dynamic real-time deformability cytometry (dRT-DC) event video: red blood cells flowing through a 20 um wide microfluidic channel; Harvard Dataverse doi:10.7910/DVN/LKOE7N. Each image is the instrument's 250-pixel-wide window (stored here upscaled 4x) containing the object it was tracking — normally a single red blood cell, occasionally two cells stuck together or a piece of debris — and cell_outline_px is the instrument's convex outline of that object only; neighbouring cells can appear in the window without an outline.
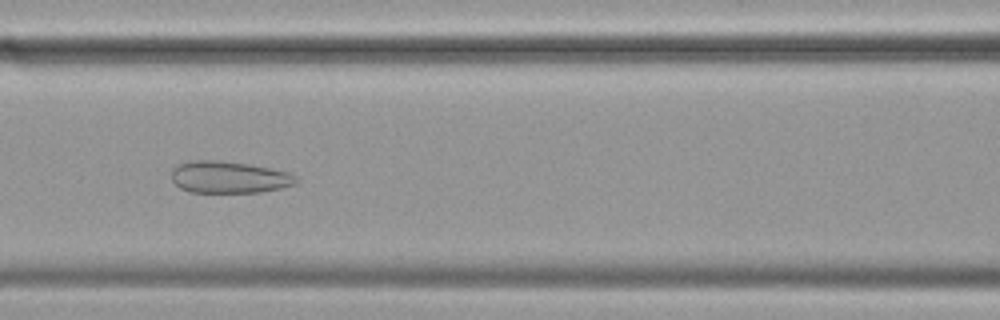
{"species": "common noctule bat (a hibernating species)", "species_latin": "Nyctalus noctula", "temperature_condition": "cold", "stored_images_in_passage": 56, "camera_frame_rate_fps": 3000, "um_per_image_px": 0.085, "animal": {"sex": "female", "body_mass_g": 19.9}, "frame": {"image": 1, "passage_image": 24, "time_ms": 7.667, "image_size_px": [1000, 320], "cell_outline_px": [[296, 184], [280, 188], [260, 192], [188, 192], [180, 188], [172, 180], [172, 168], [176, 164], [192, 160], [216, 160], [248, 164], [288, 172], [296, 176]], "centroid_in_image_um": [19.42, 15.06], "position_along_channel_um": 147.2, "area_um2": 23.12}}
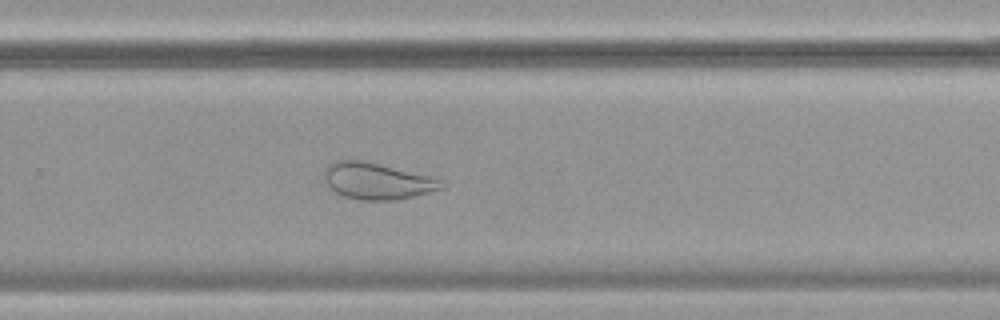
{"frame": {"image": 2, "passage_image": 37, "time_ms": 12.0, "image_size_px": [1000, 320], "cell_outline_px": [[444, 188], [396, 200], [360, 200], [344, 196], [336, 192], [324, 180], [324, 168], [328, 164], [336, 160], [360, 160], [428, 176], [444, 180]], "centroid_in_image_um": [32.02, 15.39], "position_along_channel_um": 297.8, "area_um2": 24.51}}
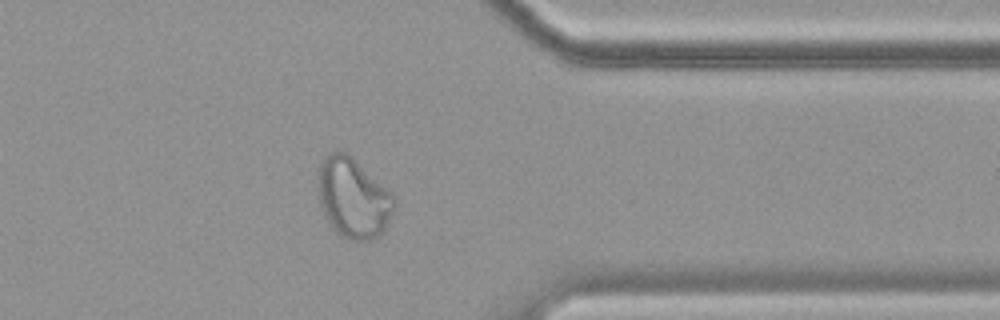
{"frame": {"image": 3, "passage_image": 45, "time_ms": 14.667, "image_size_px": [1000, 320], "cell_outline_px": [[396, 204], [384, 228], [372, 240], [352, 240], [336, 232], [332, 228], [324, 216], [320, 204], [320, 164], [332, 152], [344, 152], [352, 156], [392, 192], [396, 200]], "centroid_in_image_um": [30.06, 16.83], "position_along_channel_um": 381.3, "area_um2": 34.8}}